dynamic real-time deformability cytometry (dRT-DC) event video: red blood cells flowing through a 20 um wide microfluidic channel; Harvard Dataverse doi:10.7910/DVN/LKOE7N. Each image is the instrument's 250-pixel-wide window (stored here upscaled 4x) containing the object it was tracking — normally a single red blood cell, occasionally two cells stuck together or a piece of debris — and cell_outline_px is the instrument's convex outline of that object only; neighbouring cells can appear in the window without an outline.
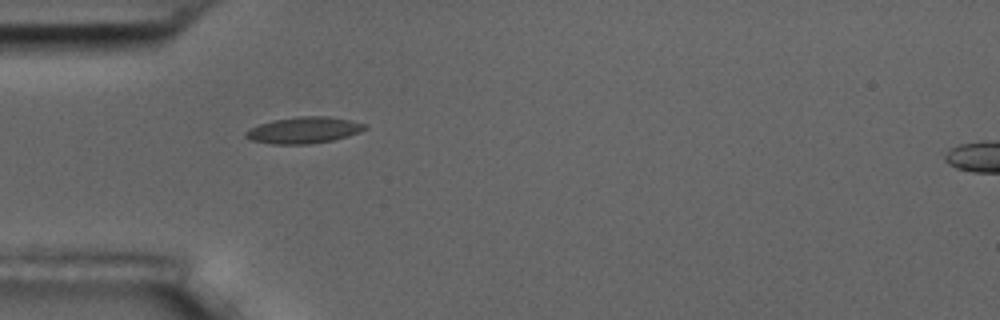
{"species": "common noctule bat (a hibernating species)", "species_latin": "Nyctalus noctula", "temperature_condition": "room temperature", "stored_images_in_passage": 1, "camera_frame_rate_fps": 3000, "um_per_image_px": 0.085, "animal": {"sex": "male", "body_mass_g": 17.5, "forearm_length_mm": 52.3}, "frame": {"image": 1, "passage_image": 1, "time_ms": 0.0, "image_size_px": [1000, 320], "cell_outline_px": [[368, 128], [360, 132], [348, 136], [332, 140], [308, 144], [272, 144], [252, 140], [244, 136], [244, 132], [260, 124], [272, 120], [300, 116], [328, 116], [352, 120], [368, 124]], "centroid_in_image_um": [25.87, 11.05], "position_along_channel_um": 59.1, "area_um2": 18.38}}